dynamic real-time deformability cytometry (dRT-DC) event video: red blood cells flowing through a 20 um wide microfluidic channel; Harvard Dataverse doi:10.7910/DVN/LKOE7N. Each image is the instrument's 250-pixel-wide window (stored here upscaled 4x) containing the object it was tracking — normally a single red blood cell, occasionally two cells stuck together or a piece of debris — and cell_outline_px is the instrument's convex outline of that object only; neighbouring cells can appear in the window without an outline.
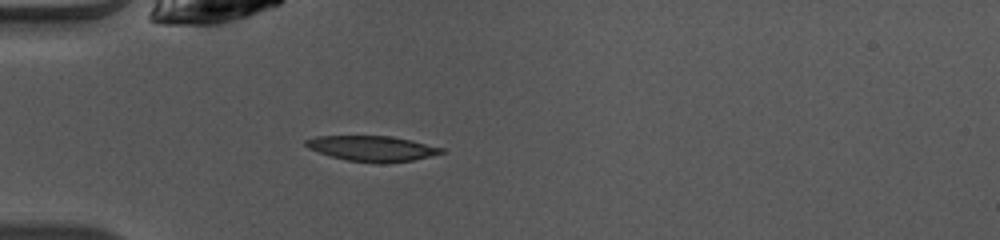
{"species": "common noctule bat (a hibernating species)", "species_latin": "Nyctalus noctula", "temperature_condition": "warm", "stored_images_in_passage": 36, "camera_frame_rate_fps": 3000, "um_per_image_px": 0.085, "animal": {"sex": "female", "body_mass_g": 10.0, "forearm_length_mm": 53.1}, "frame": {"image": 1, "passage_image": 1, "time_ms": 0.0, "image_size_px": [1000, 240], "cell_outline_px": [[444, 152], [412, 160], [384, 164], [380, 164], [348, 160], [332, 156], [308, 148], [304, 144], [304, 140], [316, 136], [392, 136], [412, 140], [444, 148]], "centroid_in_image_um": [31.63, 12.62], "position_along_channel_um": 53.4, "area_um2": 20.0}}
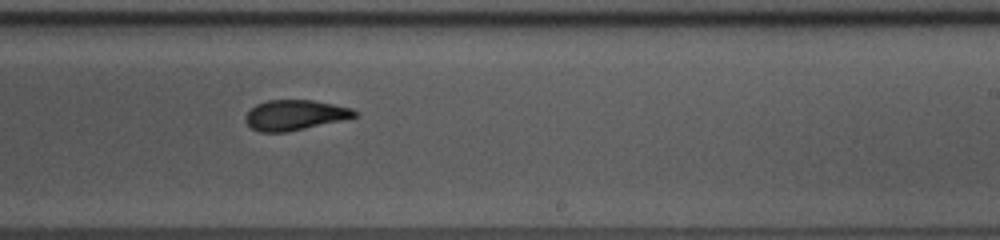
{"frame": {"image": 2, "passage_image": 17, "time_ms": 5.333, "image_size_px": [1000, 240], "cell_outline_px": [[360, 116], [304, 128], [284, 132], [260, 132], [252, 128], [244, 120], [244, 116], [256, 104], [268, 100], [312, 100], [352, 108], [360, 112]], "centroid_in_image_um": [25.08, 9.77], "position_along_channel_um": 263.9, "area_um2": 19.13}}
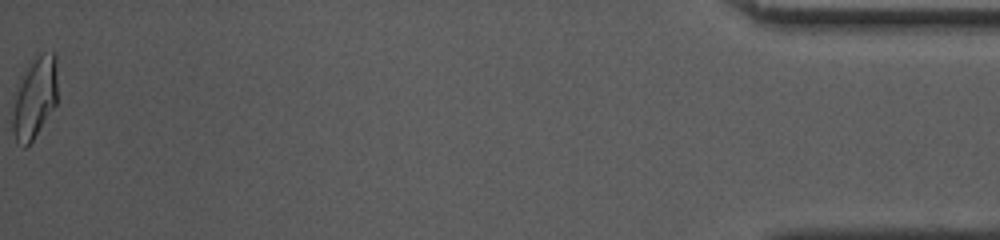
{"frame": {"image": 3, "passage_image": 36, "time_ms": 11.667, "image_size_px": [1000, 240], "cell_outline_px": [[56, 104], [32, 140], [24, 148], [16, 140], [12, 132], [12, 92], [20, 76], [44, 52], [56, 52]], "centroid_in_image_um": [2.89, 8.33], "position_along_channel_um": 432.3, "area_um2": 21.27}, "authors_computed_cell_mechanics": {"area_um2": 19.9988, "velocity_mm_per_s": 4.088, "shape_relaxation_time_tau1_ms": 4.7297, "shape_relaxation_time_tau2_ms": 1.4941, "deformation_change_tau1": 0.1789, "deformation_change_tau2": 0.0822}}